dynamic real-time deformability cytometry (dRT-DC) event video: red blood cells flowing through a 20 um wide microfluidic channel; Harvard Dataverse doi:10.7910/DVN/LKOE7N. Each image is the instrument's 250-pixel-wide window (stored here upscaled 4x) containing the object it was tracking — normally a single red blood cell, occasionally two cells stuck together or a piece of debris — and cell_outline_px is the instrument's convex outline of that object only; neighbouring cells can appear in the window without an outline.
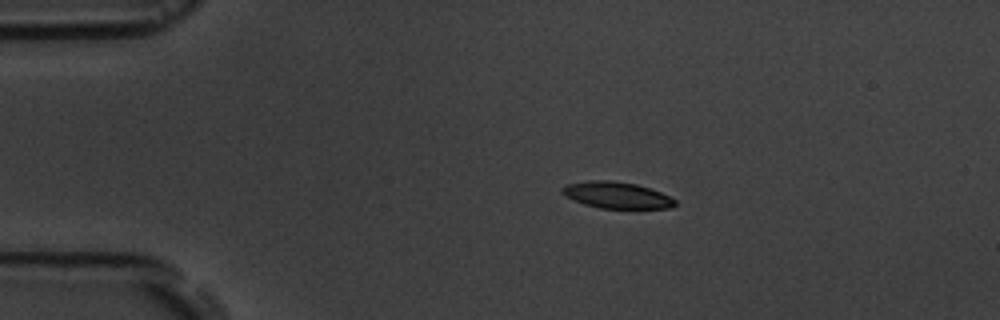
{"species": "common noctule bat (a hibernating species)", "species_latin": "Nyctalus noctula", "temperature_condition": "room temperature", "stored_images_in_passage": 6, "camera_frame_rate_fps": 3000, "um_per_image_px": 0.085, "animal": {"sex": "male", "body_mass_g": 19.5, "forearm_length_mm": 54.6}, "frame": {"image": 1, "passage_image": 3, "time_ms": 2.0, "image_size_px": [1000, 320], "cell_outline_px": [[676, 204], [672, 208], [600, 208], [584, 204], [572, 200], [560, 192], [560, 188], [568, 184], [588, 180], [612, 180], [636, 184], [660, 192], [676, 200]], "centroid_in_image_um": [52.38, 16.58], "position_along_channel_um": 32.6, "area_um2": 17.4}}
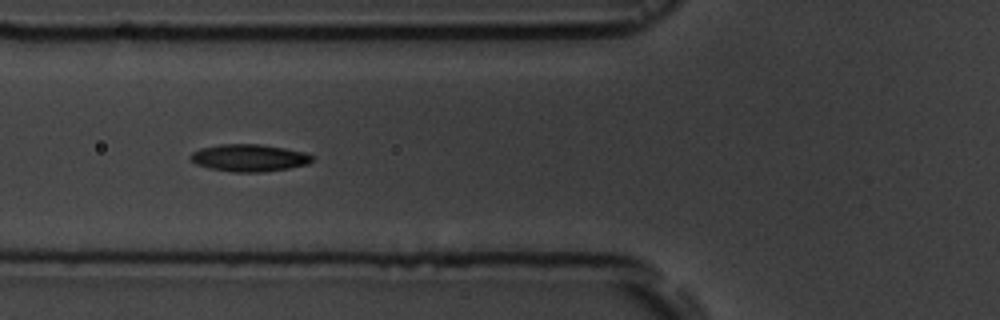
{"frame": {"image": 2, "passage_image": 5, "time_ms": 5.333, "image_size_px": [1000, 320], "cell_outline_px": [[312, 160], [308, 164], [288, 168], [260, 172], [232, 172], [208, 168], [196, 164], [188, 156], [192, 152], [200, 148], [220, 144], [260, 144], [284, 148], [304, 152], [312, 156]], "centroid_in_image_um": [21.13, 13.41], "position_along_channel_um": 104.7, "area_um2": 19.25}}
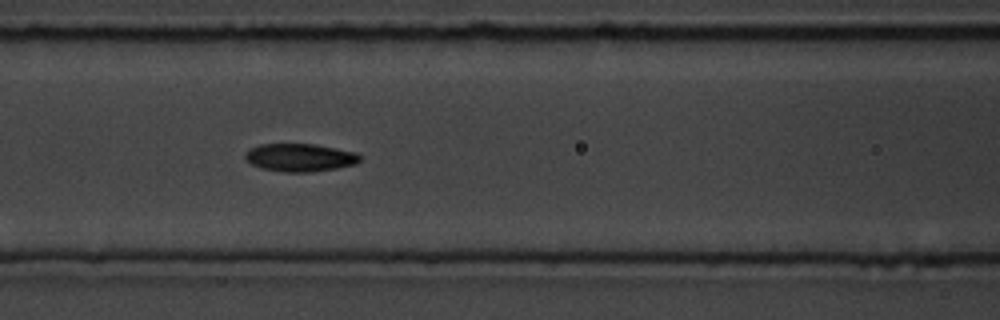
{"frame": {"image": 3, "passage_image": 6, "time_ms": 6.333, "image_size_px": [1000, 320], "cell_outline_px": [[360, 160], [356, 164], [336, 168], [312, 172], [284, 172], [260, 168], [252, 164], [244, 156], [244, 152], [248, 148], [260, 144], [316, 144], [356, 152], [360, 156]], "centroid_in_image_um": [25.47, 13.38], "position_along_channel_um": 141.1, "area_um2": 18.79}}